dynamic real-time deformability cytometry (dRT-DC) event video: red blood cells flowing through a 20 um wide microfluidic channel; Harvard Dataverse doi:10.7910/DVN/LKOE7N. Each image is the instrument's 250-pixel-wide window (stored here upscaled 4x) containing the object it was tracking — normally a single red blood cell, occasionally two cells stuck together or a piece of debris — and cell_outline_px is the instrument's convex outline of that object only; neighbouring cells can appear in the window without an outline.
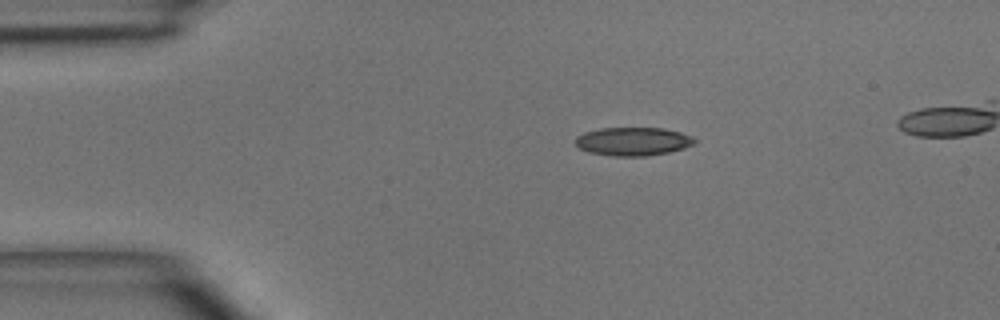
{"species": "common noctule bat (a hibernating species)", "species_latin": "Nyctalus noctula", "temperature_condition": "room temperature", "stored_images_in_passage": 3, "segment_of_instrument_passage": [1, 2], "camera_frame_rate_fps": 3000, "um_per_image_px": 0.085, "animal": {"sex": "male", "body_mass_g": 15.6}, "frame": {"image": 1, "passage_image": 1, "time_ms": 0.0, "image_size_px": [1000, 320], "cell_outline_px": [[696, 144], [684, 148], [668, 152], [648, 156], [612, 156], [588, 152], [580, 148], [576, 144], [576, 136], [584, 132], [600, 128], [664, 128], [680, 132], [692, 136], [696, 140]], "centroid_in_image_um": [53.82, 12.02], "position_along_channel_um": 31.2, "area_um2": 19.83}}